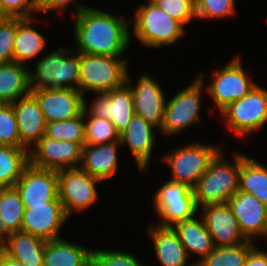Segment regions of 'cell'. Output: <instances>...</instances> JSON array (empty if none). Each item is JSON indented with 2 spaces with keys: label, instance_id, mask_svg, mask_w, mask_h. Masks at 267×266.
<instances>
[{
  "label": "cell",
  "instance_id": "f546056e",
  "mask_svg": "<svg viewBox=\"0 0 267 266\" xmlns=\"http://www.w3.org/2000/svg\"><path fill=\"white\" fill-rule=\"evenodd\" d=\"M239 191L255 196L267 206V166L242 153Z\"/></svg>",
  "mask_w": 267,
  "mask_h": 266
},
{
  "label": "cell",
  "instance_id": "484cf974",
  "mask_svg": "<svg viewBox=\"0 0 267 266\" xmlns=\"http://www.w3.org/2000/svg\"><path fill=\"white\" fill-rule=\"evenodd\" d=\"M29 68L17 62L0 64V103L12 104L31 93Z\"/></svg>",
  "mask_w": 267,
  "mask_h": 266
},
{
  "label": "cell",
  "instance_id": "4dcf8cb0",
  "mask_svg": "<svg viewBox=\"0 0 267 266\" xmlns=\"http://www.w3.org/2000/svg\"><path fill=\"white\" fill-rule=\"evenodd\" d=\"M29 164V149L0 145V188L14 187Z\"/></svg>",
  "mask_w": 267,
  "mask_h": 266
},
{
  "label": "cell",
  "instance_id": "5bb4252c",
  "mask_svg": "<svg viewBox=\"0 0 267 266\" xmlns=\"http://www.w3.org/2000/svg\"><path fill=\"white\" fill-rule=\"evenodd\" d=\"M46 123L75 118L83 112L84 95L80 90L57 88L31 90Z\"/></svg>",
  "mask_w": 267,
  "mask_h": 266
},
{
  "label": "cell",
  "instance_id": "7c38bea8",
  "mask_svg": "<svg viewBox=\"0 0 267 266\" xmlns=\"http://www.w3.org/2000/svg\"><path fill=\"white\" fill-rule=\"evenodd\" d=\"M86 102L84 98L86 114L111 121L119 134L127 128L134 115L132 90L127 82L109 92L97 93L89 106Z\"/></svg>",
  "mask_w": 267,
  "mask_h": 266
},
{
  "label": "cell",
  "instance_id": "2e32d148",
  "mask_svg": "<svg viewBox=\"0 0 267 266\" xmlns=\"http://www.w3.org/2000/svg\"><path fill=\"white\" fill-rule=\"evenodd\" d=\"M67 220L62 202L57 196L44 205L25 208L21 231L38 236L45 241L58 240L62 238L59 230Z\"/></svg>",
  "mask_w": 267,
  "mask_h": 266
},
{
  "label": "cell",
  "instance_id": "74e56055",
  "mask_svg": "<svg viewBox=\"0 0 267 266\" xmlns=\"http://www.w3.org/2000/svg\"><path fill=\"white\" fill-rule=\"evenodd\" d=\"M92 258L98 266H145L134 255L118 250L94 249Z\"/></svg>",
  "mask_w": 267,
  "mask_h": 266
},
{
  "label": "cell",
  "instance_id": "7402d4cb",
  "mask_svg": "<svg viewBox=\"0 0 267 266\" xmlns=\"http://www.w3.org/2000/svg\"><path fill=\"white\" fill-rule=\"evenodd\" d=\"M120 141L82 147L80 168L101 182L111 178L118 170V147Z\"/></svg>",
  "mask_w": 267,
  "mask_h": 266
},
{
  "label": "cell",
  "instance_id": "f35d334b",
  "mask_svg": "<svg viewBox=\"0 0 267 266\" xmlns=\"http://www.w3.org/2000/svg\"><path fill=\"white\" fill-rule=\"evenodd\" d=\"M16 36V17H7L0 23V64L13 61Z\"/></svg>",
  "mask_w": 267,
  "mask_h": 266
},
{
  "label": "cell",
  "instance_id": "83f0119b",
  "mask_svg": "<svg viewBox=\"0 0 267 266\" xmlns=\"http://www.w3.org/2000/svg\"><path fill=\"white\" fill-rule=\"evenodd\" d=\"M92 251L63 238L46 241L43 266H84L92 259Z\"/></svg>",
  "mask_w": 267,
  "mask_h": 266
},
{
  "label": "cell",
  "instance_id": "8fae6325",
  "mask_svg": "<svg viewBox=\"0 0 267 266\" xmlns=\"http://www.w3.org/2000/svg\"><path fill=\"white\" fill-rule=\"evenodd\" d=\"M208 86V95L221 112L232 102L246 96L257 84L249 79L239 56L233 58L222 69L213 73Z\"/></svg>",
  "mask_w": 267,
  "mask_h": 266
},
{
  "label": "cell",
  "instance_id": "277c9868",
  "mask_svg": "<svg viewBox=\"0 0 267 266\" xmlns=\"http://www.w3.org/2000/svg\"><path fill=\"white\" fill-rule=\"evenodd\" d=\"M130 25L137 40L149 48L173 45L185 33L184 26L156 4L138 6Z\"/></svg>",
  "mask_w": 267,
  "mask_h": 266
},
{
  "label": "cell",
  "instance_id": "7a4b0ae2",
  "mask_svg": "<svg viewBox=\"0 0 267 266\" xmlns=\"http://www.w3.org/2000/svg\"><path fill=\"white\" fill-rule=\"evenodd\" d=\"M220 151L210 162L206 172L193 187L198 209L205 205L222 204L239 190L241 153L236 152L233 163L223 157Z\"/></svg>",
  "mask_w": 267,
  "mask_h": 266
},
{
  "label": "cell",
  "instance_id": "9c48e42d",
  "mask_svg": "<svg viewBox=\"0 0 267 266\" xmlns=\"http://www.w3.org/2000/svg\"><path fill=\"white\" fill-rule=\"evenodd\" d=\"M154 195L153 206L158 217H161L156 224L158 226L172 227L199 213L193 188L185 183L167 180Z\"/></svg>",
  "mask_w": 267,
  "mask_h": 266
},
{
  "label": "cell",
  "instance_id": "d6a6232c",
  "mask_svg": "<svg viewBox=\"0 0 267 266\" xmlns=\"http://www.w3.org/2000/svg\"><path fill=\"white\" fill-rule=\"evenodd\" d=\"M85 119L83 112L72 119L46 123L45 136L59 141H72L85 145Z\"/></svg>",
  "mask_w": 267,
  "mask_h": 266
},
{
  "label": "cell",
  "instance_id": "7bdbcfd3",
  "mask_svg": "<svg viewBox=\"0 0 267 266\" xmlns=\"http://www.w3.org/2000/svg\"><path fill=\"white\" fill-rule=\"evenodd\" d=\"M0 266H23V265L19 260L1 251L0 252Z\"/></svg>",
  "mask_w": 267,
  "mask_h": 266
},
{
  "label": "cell",
  "instance_id": "44dd1931",
  "mask_svg": "<svg viewBox=\"0 0 267 266\" xmlns=\"http://www.w3.org/2000/svg\"><path fill=\"white\" fill-rule=\"evenodd\" d=\"M21 147L31 149L45 135L46 121L36 98L30 93L12 103Z\"/></svg>",
  "mask_w": 267,
  "mask_h": 266
},
{
  "label": "cell",
  "instance_id": "d6986e66",
  "mask_svg": "<svg viewBox=\"0 0 267 266\" xmlns=\"http://www.w3.org/2000/svg\"><path fill=\"white\" fill-rule=\"evenodd\" d=\"M201 208L199 216L203 217L214 247L234 246L247 241L228 203L205 205Z\"/></svg>",
  "mask_w": 267,
  "mask_h": 266
},
{
  "label": "cell",
  "instance_id": "30bf717a",
  "mask_svg": "<svg viewBox=\"0 0 267 266\" xmlns=\"http://www.w3.org/2000/svg\"><path fill=\"white\" fill-rule=\"evenodd\" d=\"M57 175L58 197L68 218L73 211L81 212L98 200L96 184L101 181L81 168L59 170Z\"/></svg>",
  "mask_w": 267,
  "mask_h": 266
},
{
  "label": "cell",
  "instance_id": "8d00e7d4",
  "mask_svg": "<svg viewBox=\"0 0 267 266\" xmlns=\"http://www.w3.org/2000/svg\"><path fill=\"white\" fill-rule=\"evenodd\" d=\"M156 5L183 26L197 19L195 0H161Z\"/></svg>",
  "mask_w": 267,
  "mask_h": 266
},
{
  "label": "cell",
  "instance_id": "603a6c76",
  "mask_svg": "<svg viewBox=\"0 0 267 266\" xmlns=\"http://www.w3.org/2000/svg\"><path fill=\"white\" fill-rule=\"evenodd\" d=\"M147 231L162 266H196L195 263H189V256L172 227L152 223Z\"/></svg>",
  "mask_w": 267,
  "mask_h": 266
},
{
  "label": "cell",
  "instance_id": "60d3db41",
  "mask_svg": "<svg viewBox=\"0 0 267 266\" xmlns=\"http://www.w3.org/2000/svg\"><path fill=\"white\" fill-rule=\"evenodd\" d=\"M70 3H75L76 9L74 15L88 8L83 4H79L75 0H38V12L47 13L50 10H57L59 12L62 11V9L64 10L65 8H67Z\"/></svg>",
  "mask_w": 267,
  "mask_h": 266
},
{
  "label": "cell",
  "instance_id": "6da1fadb",
  "mask_svg": "<svg viewBox=\"0 0 267 266\" xmlns=\"http://www.w3.org/2000/svg\"><path fill=\"white\" fill-rule=\"evenodd\" d=\"M75 52L123 57L131 42L130 19L88 7L74 15Z\"/></svg>",
  "mask_w": 267,
  "mask_h": 266
},
{
  "label": "cell",
  "instance_id": "b9f144b4",
  "mask_svg": "<svg viewBox=\"0 0 267 266\" xmlns=\"http://www.w3.org/2000/svg\"><path fill=\"white\" fill-rule=\"evenodd\" d=\"M245 266H267V252L256 246L249 252Z\"/></svg>",
  "mask_w": 267,
  "mask_h": 266
},
{
  "label": "cell",
  "instance_id": "cb8c5ba5",
  "mask_svg": "<svg viewBox=\"0 0 267 266\" xmlns=\"http://www.w3.org/2000/svg\"><path fill=\"white\" fill-rule=\"evenodd\" d=\"M172 228L177 233L188 256L191 253L199 256L200 259L195 265L201 262L215 248L202 216L199 220L195 215L190 219L177 222Z\"/></svg>",
  "mask_w": 267,
  "mask_h": 266
},
{
  "label": "cell",
  "instance_id": "e0dca14e",
  "mask_svg": "<svg viewBox=\"0 0 267 266\" xmlns=\"http://www.w3.org/2000/svg\"><path fill=\"white\" fill-rule=\"evenodd\" d=\"M130 81L131 78L127 74L126 82L132 90L134 114L161 130L167 99L160 84L147 74L141 75L134 86Z\"/></svg>",
  "mask_w": 267,
  "mask_h": 266
},
{
  "label": "cell",
  "instance_id": "4316f807",
  "mask_svg": "<svg viewBox=\"0 0 267 266\" xmlns=\"http://www.w3.org/2000/svg\"><path fill=\"white\" fill-rule=\"evenodd\" d=\"M34 17H16V36L13 61L26 65V62L41 54L46 46L45 36L32 27Z\"/></svg>",
  "mask_w": 267,
  "mask_h": 266
},
{
  "label": "cell",
  "instance_id": "ffe728a7",
  "mask_svg": "<svg viewBox=\"0 0 267 266\" xmlns=\"http://www.w3.org/2000/svg\"><path fill=\"white\" fill-rule=\"evenodd\" d=\"M152 124L134 114L127 128L120 134L121 146L128 145L138 169L145 171L151 161L156 135Z\"/></svg>",
  "mask_w": 267,
  "mask_h": 266
},
{
  "label": "cell",
  "instance_id": "f1b7e54d",
  "mask_svg": "<svg viewBox=\"0 0 267 266\" xmlns=\"http://www.w3.org/2000/svg\"><path fill=\"white\" fill-rule=\"evenodd\" d=\"M25 207L15 187L0 188V242L21 231Z\"/></svg>",
  "mask_w": 267,
  "mask_h": 266
},
{
  "label": "cell",
  "instance_id": "5b68a950",
  "mask_svg": "<svg viewBox=\"0 0 267 266\" xmlns=\"http://www.w3.org/2000/svg\"><path fill=\"white\" fill-rule=\"evenodd\" d=\"M126 58L79 52L80 82L83 93H105L122 86L128 72Z\"/></svg>",
  "mask_w": 267,
  "mask_h": 266
},
{
  "label": "cell",
  "instance_id": "f6af8a7d",
  "mask_svg": "<svg viewBox=\"0 0 267 266\" xmlns=\"http://www.w3.org/2000/svg\"><path fill=\"white\" fill-rule=\"evenodd\" d=\"M84 266H98V264L95 262V260L92 258L90 261H88Z\"/></svg>",
  "mask_w": 267,
  "mask_h": 266
},
{
  "label": "cell",
  "instance_id": "ba28073f",
  "mask_svg": "<svg viewBox=\"0 0 267 266\" xmlns=\"http://www.w3.org/2000/svg\"><path fill=\"white\" fill-rule=\"evenodd\" d=\"M236 136L252 134L267 123V90L256 85L246 96L221 111Z\"/></svg>",
  "mask_w": 267,
  "mask_h": 266
},
{
  "label": "cell",
  "instance_id": "d4e9b609",
  "mask_svg": "<svg viewBox=\"0 0 267 266\" xmlns=\"http://www.w3.org/2000/svg\"><path fill=\"white\" fill-rule=\"evenodd\" d=\"M46 241L24 231L13 232L3 243L2 251L23 266H43Z\"/></svg>",
  "mask_w": 267,
  "mask_h": 266
},
{
  "label": "cell",
  "instance_id": "52a82bcc",
  "mask_svg": "<svg viewBox=\"0 0 267 266\" xmlns=\"http://www.w3.org/2000/svg\"><path fill=\"white\" fill-rule=\"evenodd\" d=\"M218 145H205L193 142L180 148L177 147L165 154L160 159L166 163L172 171V180L185 183L193 188L198 179L206 172L210 162L221 151Z\"/></svg>",
  "mask_w": 267,
  "mask_h": 266
},
{
  "label": "cell",
  "instance_id": "836d02e7",
  "mask_svg": "<svg viewBox=\"0 0 267 266\" xmlns=\"http://www.w3.org/2000/svg\"><path fill=\"white\" fill-rule=\"evenodd\" d=\"M88 116V117H87ZM85 122V144L100 145L120 141V134L117 132L115 125L106 119L86 115L84 111Z\"/></svg>",
  "mask_w": 267,
  "mask_h": 266
},
{
  "label": "cell",
  "instance_id": "ee69618b",
  "mask_svg": "<svg viewBox=\"0 0 267 266\" xmlns=\"http://www.w3.org/2000/svg\"><path fill=\"white\" fill-rule=\"evenodd\" d=\"M8 16L2 11L0 6V23H2Z\"/></svg>",
  "mask_w": 267,
  "mask_h": 266
},
{
  "label": "cell",
  "instance_id": "bcb514c9",
  "mask_svg": "<svg viewBox=\"0 0 267 266\" xmlns=\"http://www.w3.org/2000/svg\"><path fill=\"white\" fill-rule=\"evenodd\" d=\"M159 1H161V0H148V2L146 4H156Z\"/></svg>",
  "mask_w": 267,
  "mask_h": 266
},
{
  "label": "cell",
  "instance_id": "e575fe53",
  "mask_svg": "<svg viewBox=\"0 0 267 266\" xmlns=\"http://www.w3.org/2000/svg\"><path fill=\"white\" fill-rule=\"evenodd\" d=\"M0 145L21 147V138L12 104L0 103Z\"/></svg>",
  "mask_w": 267,
  "mask_h": 266
},
{
  "label": "cell",
  "instance_id": "ac0fdd59",
  "mask_svg": "<svg viewBox=\"0 0 267 266\" xmlns=\"http://www.w3.org/2000/svg\"><path fill=\"white\" fill-rule=\"evenodd\" d=\"M227 203L247 240L267 236V206L258 198L238 190Z\"/></svg>",
  "mask_w": 267,
  "mask_h": 266
},
{
  "label": "cell",
  "instance_id": "7dc6e473",
  "mask_svg": "<svg viewBox=\"0 0 267 266\" xmlns=\"http://www.w3.org/2000/svg\"><path fill=\"white\" fill-rule=\"evenodd\" d=\"M2 251V243L0 242V252Z\"/></svg>",
  "mask_w": 267,
  "mask_h": 266
},
{
  "label": "cell",
  "instance_id": "1f68e13d",
  "mask_svg": "<svg viewBox=\"0 0 267 266\" xmlns=\"http://www.w3.org/2000/svg\"><path fill=\"white\" fill-rule=\"evenodd\" d=\"M254 247L251 240L234 246L215 247L196 266H245L247 256Z\"/></svg>",
  "mask_w": 267,
  "mask_h": 266
},
{
  "label": "cell",
  "instance_id": "3957f363",
  "mask_svg": "<svg viewBox=\"0 0 267 266\" xmlns=\"http://www.w3.org/2000/svg\"><path fill=\"white\" fill-rule=\"evenodd\" d=\"M35 66V73L29 71L31 90L57 88L79 90V52L59 46L57 50L36 61Z\"/></svg>",
  "mask_w": 267,
  "mask_h": 266
},
{
  "label": "cell",
  "instance_id": "ab89813d",
  "mask_svg": "<svg viewBox=\"0 0 267 266\" xmlns=\"http://www.w3.org/2000/svg\"><path fill=\"white\" fill-rule=\"evenodd\" d=\"M0 6L8 17L30 18L38 13V0H0Z\"/></svg>",
  "mask_w": 267,
  "mask_h": 266
},
{
  "label": "cell",
  "instance_id": "9a60e30c",
  "mask_svg": "<svg viewBox=\"0 0 267 266\" xmlns=\"http://www.w3.org/2000/svg\"><path fill=\"white\" fill-rule=\"evenodd\" d=\"M14 187L25 208L44 205L58 196L57 171L40 169L29 164Z\"/></svg>",
  "mask_w": 267,
  "mask_h": 266
},
{
  "label": "cell",
  "instance_id": "8992f818",
  "mask_svg": "<svg viewBox=\"0 0 267 266\" xmlns=\"http://www.w3.org/2000/svg\"><path fill=\"white\" fill-rule=\"evenodd\" d=\"M204 74L168 98L165 104L161 133L165 136L177 135L193 124H199Z\"/></svg>",
  "mask_w": 267,
  "mask_h": 266
},
{
  "label": "cell",
  "instance_id": "d590c367",
  "mask_svg": "<svg viewBox=\"0 0 267 266\" xmlns=\"http://www.w3.org/2000/svg\"><path fill=\"white\" fill-rule=\"evenodd\" d=\"M235 0H195L198 19H219L235 14Z\"/></svg>",
  "mask_w": 267,
  "mask_h": 266
},
{
  "label": "cell",
  "instance_id": "4fadbf2b",
  "mask_svg": "<svg viewBox=\"0 0 267 266\" xmlns=\"http://www.w3.org/2000/svg\"><path fill=\"white\" fill-rule=\"evenodd\" d=\"M29 157L30 164L40 169L59 171L80 168L82 146L72 141L53 140L43 135L29 149Z\"/></svg>",
  "mask_w": 267,
  "mask_h": 266
}]
</instances>
